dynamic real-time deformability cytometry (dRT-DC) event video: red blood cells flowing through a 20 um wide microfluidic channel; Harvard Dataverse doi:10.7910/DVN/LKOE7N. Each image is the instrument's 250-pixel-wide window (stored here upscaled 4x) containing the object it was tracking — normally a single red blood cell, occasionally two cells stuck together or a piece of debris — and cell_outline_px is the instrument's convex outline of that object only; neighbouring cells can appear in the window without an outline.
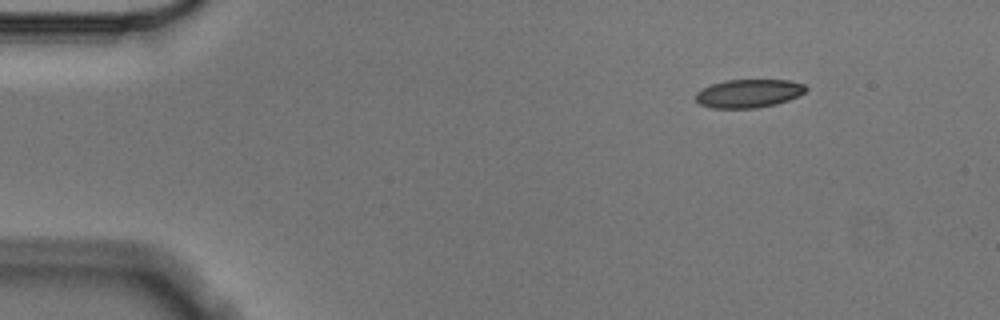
{"species": "Egyptian fruit bat (a non-hibernating species)", "species_latin": "Rousettus aegyptiacus", "temperature_condition": "cold", "stored_images_in_passage": 2, "camera_frame_rate_fps": 3000, "um_per_image_px": 0.085, "animal": {"sex": "male"}, "frame": {"image": 1, "passage_image": 2, "time_ms": 0.333, "image_size_px": [1000, 320], "cell_outline_px": [[808, 88], [804, 92], [788, 100], [776, 104], [756, 108], [712, 108], [700, 104], [696, 100], [696, 92], [700, 88], [724, 80], [788, 80], [804, 84]], "centroid_in_image_um": [63.6, 7.94], "position_along_channel_um": 21.4, "area_um2": 18.21}}